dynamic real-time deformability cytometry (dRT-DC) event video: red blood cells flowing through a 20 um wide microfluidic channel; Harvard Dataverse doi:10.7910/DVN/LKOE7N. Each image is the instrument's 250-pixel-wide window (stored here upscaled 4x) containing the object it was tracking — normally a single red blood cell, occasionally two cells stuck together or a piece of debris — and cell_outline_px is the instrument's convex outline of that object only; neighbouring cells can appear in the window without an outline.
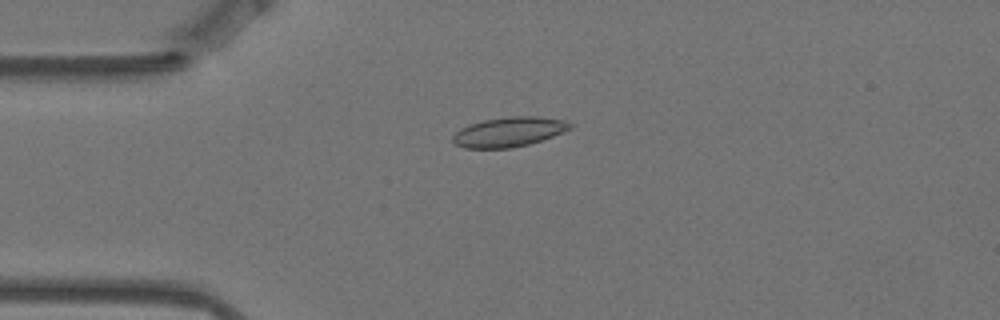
{"species": "Egyptian fruit bat (a non-hibernating species)", "species_latin": "Rousettus aegyptiacus", "temperature_condition": "warm", "stored_images_in_passage": 55, "camera_frame_rate_fps": 3000, "um_per_image_px": 0.085, "animal": {"sex": "female"}, "frame": {"image": 1, "passage_image": 11, "time_ms": 3.333, "image_size_px": [1000, 320], "cell_outline_px": [[572, 128], [552, 136], [528, 144], [512, 148], [464, 148], [452, 144], [452, 136], [460, 128], [468, 124], [484, 120], [508, 116], [540, 116], [564, 120], [572, 124]], "centroid_in_image_um": [43.21, 11.21], "position_along_channel_um": 41.8, "area_um2": 20.4}}
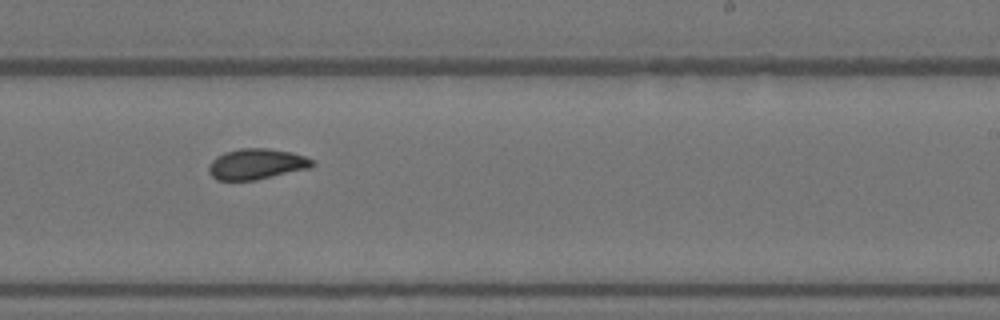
{"frame": {"image": 2, "passage_image": 32, "time_ms": 10.333, "image_size_px": [1000, 320], "cell_outline_px": [[316, 164], [308, 168], [256, 180], [216, 180], [208, 172], [208, 164], [216, 156], [224, 152], [240, 148], [268, 148], [292, 152], [304, 156], [312, 160]], "centroid_in_image_um": [21.76, 13.94], "position_along_channel_um": 267.2, "area_um2": 18.55}}
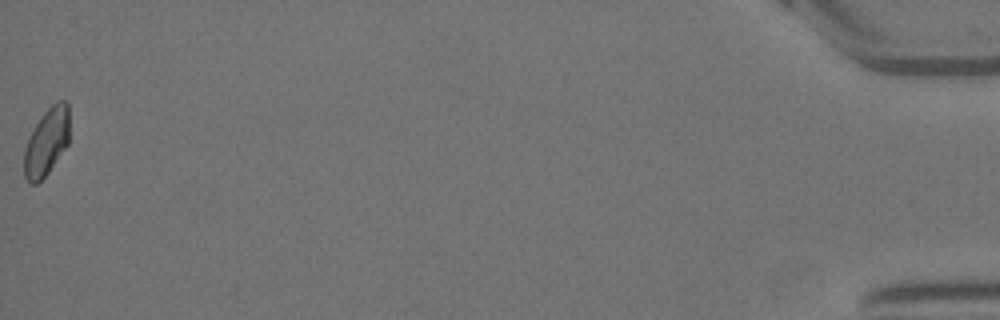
{"frame": {"image": 3, "passage_image": 55, "time_ms": 18.0, "image_size_px": [1000, 320], "cell_outline_px": [[68, 144], [48, 172], [36, 184], [32, 184], [24, 176], [24, 148], [40, 116], [56, 100], [68, 100]], "centroid_in_image_um": [3.96, 12.03], "position_along_channel_um": 431.2, "area_um2": 17.57}, "authors_computed_cell_mechanics": {"area_um2": 18.6116, "velocity_mm_per_s": 3.4986, "shape_relaxation_time_tau1_ms": 5.5409, "shape_relaxation_time_tau2_ms": 1.168, "deformation_change_tau1": 0.1131, "deformation_change_tau2": 0.0435}}